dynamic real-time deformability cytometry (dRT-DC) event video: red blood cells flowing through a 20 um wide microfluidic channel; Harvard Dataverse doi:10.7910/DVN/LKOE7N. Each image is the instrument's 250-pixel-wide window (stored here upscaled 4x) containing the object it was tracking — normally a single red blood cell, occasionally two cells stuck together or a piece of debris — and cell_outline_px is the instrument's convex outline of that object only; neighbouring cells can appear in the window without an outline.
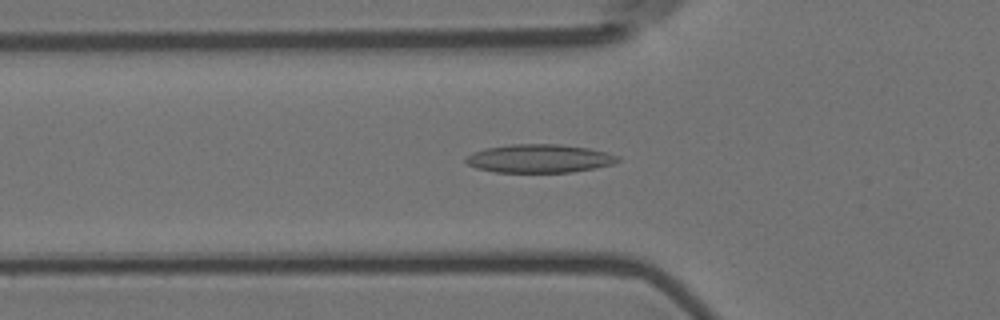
{"species": "Egyptian fruit bat (a non-hibernating species)", "species_latin": "Rousettus aegyptiacus", "temperature_condition": "room temperature", "stored_images_in_passage": 55, "camera_frame_rate_fps": 3000, "um_per_image_px": 0.085, "animal": {"sex": "female"}, "frame": {"image": 1, "passage_image": 18, "time_ms": 5.667, "image_size_px": [1000, 320], "cell_outline_px": [[620, 160], [612, 164], [596, 168], [572, 172], [496, 172], [476, 168], [468, 164], [464, 160], [472, 152], [488, 148], [512, 144], [556, 144], [588, 148], [620, 156]], "centroid_in_image_um": [45.85, 13.48], "position_along_channel_um": 79.9, "area_um2": 24.97}}
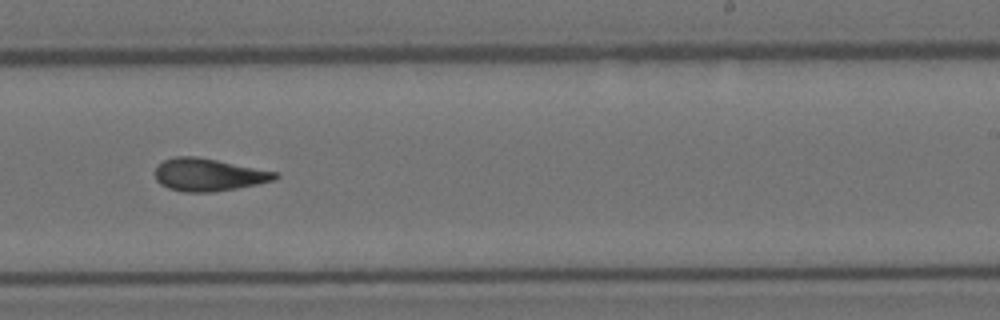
{"frame": {"image": 2, "passage_image": 34, "time_ms": 11.0, "image_size_px": [1000, 320], "cell_outline_px": [[280, 176], [276, 180], [236, 188], [212, 192], [184, 192], [168, 188], [160, 184], [156, 180], [156, 168], [164, 160], [176, 156], [196, 156], [280, 172]], "centroid_in_image_um": [17.76, 14.85], "position_along_channel_um": 271.2, "area_um2": 22.83}}
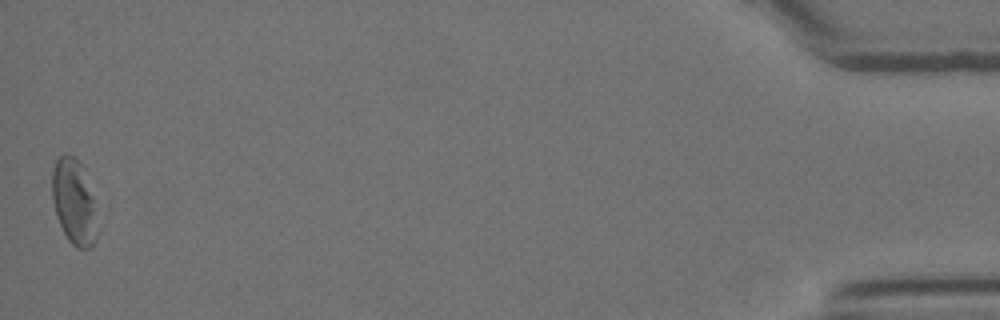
{"frame": {"image": 3, "passage_image": 55, "time_ms": 18.0, "image_size_px": [1000, 320], "cell_outline_px": [[96, 236], [92, 244], [88, 248], [76, 248], [68, 240], [56, 216], [52, 200], [52, 172], [56, 160], [60, 156], [72, 156], [80, 164], [92, 196]], "centroid_in_image_um": [6.23, 17.19], "position_along_channel_um": 429.0, "area_um2": 21.44}, "authors_computed_cell_mechanics": {"area_um2": 23.1778, "velocity_mm_per_s": 3.5755, "shape_relaxation_time_tau1_ms": 10.5182, "shape_relaxation_time_tau2_ms": 3.5055, "deformation_change_tau1": 0.2368, "deformation_change_tau2": 0.1095}}